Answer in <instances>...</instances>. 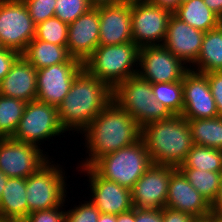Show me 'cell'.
I'll use <instances>...</instances> for the list:
<instances>
[{
    "label": "cell",
    "instance_id": "cell-14",
    "mask_svg": "<svg viewBox=\"0 0 222 222\" xmlns=\"http://www.w3.org/2000/svg\"><path fill=\"white\" fill-rule=\"evenodd\" d=\"M175 169L174 166L152 164L131 189L133 208L163 209L170 175Z\"/></svg>",
    "mask_w": 222,
    "mask_h": 222
},
{
    "label": "cell",
    "instance_id": "cell-35",
    "mask_svg": "<svg viewBox=\"0 0 222 222\" xmlns=\"http://www.w3.org/2000/svg\"><path fill=\"white\" fill-rule=\"evenodd\" d=\"M31 212L22 222H65V212L60 207Z\"/></svg>",
    "mask_w": 222,
    "mask_h": 222
},
{
    "label": "cell",
    "instance_id": "cell-8",
    "mask_svg": "<svg viewBox=\"0 0 222 222\" xmlns=\"http://www.w3.org/2000/svg\"><path fill=\"white\" fill-rule=\"evenodd\" d=\"M34 24L22 0H0V42L20 55L35 38Z\"/></svg>",
    "mask_w": 222,
    "mask_h": 222
},
{
    "label": "cell",
    "instance_id": "cell-27",
    "mask_svg": "<svg viewBox=\"0 0 222 222\" xmlns=\"http://www.w3.org/2000/svg\"><path fill=\"white\" fill-rule=\"evenodd\" d=\"M189 183L212 204L222 182V172L202 171L195 168H177Z\"/></svg>",
    "mask_w": 222,
    "mask_h": 222
},
{
    "label": "cell",
    "instance_id": "cell-39",
    "mask_svg": "<svg viewBox=\"0 0 222 222\" xmlns=\"http://www.w3.org/2000/svg\"><path fill=\"white\" fill-rule=\"evenodd\" d=\"M197 219L181 211L163 208V222H195Z\"/></svg>",
    "mask_w": 222,
    "mask_h": 222
},
{
    "label": "cell",
    "instance_id": "cell-47",
    "mask_svg": "<svg viewBox=\"0 0 222 222\" xmlns=\"http://www.w3.org/2000/svg\"><path fill=\"white\" fill-rule=\"evenodd\" d=\"M208 218L212 221V222H222V216L216 213H212L208 216Z\"/></svg>",
    "mask_w": 222,
    "mask_h": 222
},
{
    "label": "cell",
    "instance_id": "cell-13",
    "mask_svg": "<svg viewBox=\"0 0 222 222\" xmlns=\"http://www.w3.org/2000/svg\"><path fill=\"white\" fill-rule=\"evenodd\" d=\"M48 161L35 145L0 138V171L7 177L27 178Z\"/></svg>",
    "mask_w": 222,
    "mask_h": 222
},
{
    "label": "cell",
    "instance_id": "cell-19",
    "mask_svg": "<svg viewBox=\"0 0 222 222\" xmlns=\"http://www.w3.org/2000/svg\"><path fill=\"white\" fill-rule=\"evenodd\" d=\"M99 45H119L132 40L131 4L118 3L98 7Z\"/></svg>",
    "mask_w": 222,
    "mask_h": 222
},
{
    "label": "cell",
    "instance_id": "cell-16",
    "mask_svg": "<svg viewBox=\"0 0 222 222\" xmlns=\"http://www.w3.org/2000/svg\"><path fill=\"white\" fill-rule=\"evenodd\" d=\"M99 11L92 7L68 24L67 50L72 58L84 63L99 46Z\"/></svg>",
    "mask_w": 222,
    "mask_h": 222
},
{
    "label": "cell",
    "instance_id": "cell-2",
    "mask_svg": "<svg viewBox=\"0 0 222 222\" xmlns=\"http://www.w3.org/2000/svg\"><path fill=\"white\" fill-rule=\"evenodd\" d=\"M113 89L83 68L74 78L68 94L57 107L65 131L84 130L113 100Z\"/></svg>",
    "mask_w": 222,
    "mask_h": 222
},
{
    "label": "cell",
    "instance_id": "cell-26",
    "mask_svg": "<svg viewBox=\"0 0 222 222\" xmlns=\"http://www.w3.org/2000/svg\"><path fill=\"white\" fill-rule=\"evenodd\" d=\"M194 145L222 150V116L188 120Z\"/></svg>",
    "mask_w": 222,
    "mask_h": 222
},
{
    "label": "cell",
    "instance_id": "cell-38",
    "mask_svg": "<svg viewBox=\"0 0 222 222\" xmlns=\"http://www.w3.org/2000/svg\"><path fill=\"white\" fill-rule=\"evenodd\" d=\"M135 222H163V209L135 208Z\"/></svg>",
    "mask_w": 222,
    "mask_h": 222
},
{
    "label": "cell",
    "instance_id": "cell-12",
    "mask_svg": "<svg viewBox=\"0 0 222 222\" xmlns=\"http://www.w3.org/2000/svg\"><path fill=\"white\" fill-rule=\"evenodd\" d=\"M83 68L82 62L71 57L65 63L38 69L36 100L57 108L68 94L75 76Z\"/></svg>",
    "mask_w": 222,
    "mask_h": 222
},
{
    "label": "cell",
    "instance_id": "cell-34",
    "mask_svg": "<svg viewBox=\"0 0 222 222\" xmlns=\"http://www.w3.org/2000/svg\"><path fill=\"white\" fill-rule=\"evenodd\" d=\"M65 211V222H98L101 212L91 201Z\"/></svg>",
    "mask_w": 222,
    "mask_h": 222
},
{
    "label": "cell",
    "instance_id": "cell-50",
    "mask_svg": "<svg viewBox=\"0 0 222 222\" xmlns=\"http://www.w3.org/2000/svg\"><path fill=\"white\" fill-rule=\"evenodd\" d=\"M3 49V46H2V44H1V42H0V50H2Z\"/></svg>",
    "mask_w": 222,
    "mask_h": 222
},
{
    "label": "cell",
    "instance_id": "cell-24",
    "mask_svg": "<svg viewBox=\"0 0 222 222\" xmlns=\"http://www.w3.org/2000/svg\"><path fill=\"white\" fill-rule=\"evenodd\" d=\"M36 70L58 63L67 62L71 56L66 46L37 40L34 38L21 54Z\"/></svg>",
    "mask_w": 222,
    "mask_h": 222
},
{
    "label": "cell",
    "instance_id": "cell-17",
    "mask_svg": "<svg viewBox=\"0 0 222 222\" xmlns=\"http://www.w3.org/2000/svg\"><path fill=\"white\" fill-rule=\"evenodd\" d=\"M181 211L196 219L211 214V204L204 198L176 168L170 175L166 206Z\"/></svg>",
    "mask_w": 222,
    "mask_h": 222
},
{
    "label": "cell",
    "instance_id": "cell-45",
    "mask_svg": "<svg viewBox=\"0 0 222 222\" xmlns=\"http://www.w3.org/2000/svg\"><path fill=\"white\" fill-rule=\"evenodd\" d=\"M98 222H116V215L101 213Z\"/></svg>",
    "mask_w": 222,
    "mask_h": 222
},
{
    "label": "cell",
    "instance_id": "cell-46",
    "mask_svg": "<svg viewBox=\"0 0 222 222\" xmlns=\"http://www.w3.org/2000/svg\"><path fill=\"white\" fill-rule=\"evenodd\" d=\"M8 180V177L2 172L0 171V198L3 192V189L5 187V184Z\"/></svg>",
    "mask_w": 222,
    "mask_h": 222
},
{
    "label": "cell",
    "instance_id": "cell-40",
    "mask_svg": "<svg viewBox=\"0 0 222 222\" xmlns=\"http://www.w3.org/2000/svg\"><path fill=\"white\" fill-rule=\"evenodd\" d=\"M153 4L174 12L182 3V0H150Z\"/></svg>",
    "mask_w": 222,
    "mask_h": 222
},
{
    "label": "cell",
    "instance_id": "cell-41",
    "mask_svg": "<svg viewBox=\"0 0 222 222\" xmlns=\"http://www.w3.org/2000/svg\"><path fill=\"white\" fill-rule=\"evenodd\" d=\"M211 211L212 213H216L222 216V182L219 187L217 197L211 204Z\"/></svg>",
    "mask_w": 222,
    "mask_h": 222
},
{
    "label": "cell",
    "instance_id": "cell-6",
    "mask_svg": "<svg viewBox=\"0 0 222 222\" xmlns=\"http://www.w3.org/2000/svg\"><path fill=\"white\" fill-rule=\"evenodd\" d=\"M139 49L134 42L99 45L83 66L91 75L113 89L120 82L137 75L138 69H134L133 65L138 64Z\"/></svg>",
    "mask_w": 222,
    "mask_h": 222
},
{
    "label": "cell",
    "instance_id": "cell-1",
    "mask_svg": "<svg viewBox=\"0 0 222 222\" xmlns=\"http://www.w3.org/2000/svg\"><path fill=\"white\" fill-rule=\"evenodd\" d=\"M83 133L86 136L90 157L81 167H90L102 156L139 141L142 128L112 100L83 130Z\"/></svg>",
    "mask_w": 222,
    "mask_h": 222
},
{
    "label": "cell",
    "instance_id": "cell-11",
    "mask_svg": "<svg viewBox=\"0 0 222 222\" xmlns=\"http://www.w3.org/2000/svg\"><path fill=\"white\" fill-rule=\"evenodd\" d=\"M138 62L142 71L137 74L152 84L182 81L190 70L163 45L141 47Z\"/></svg>",
    "mask_w": 222,
    "mask_h": 222
},
{
    "label": "cell",
    "instance_id": "cell-7",
    "mask_svg": "<svg viewBox=\"0 0 222 222\" xmlns=\"http://www.w3.org/2000/svg\"><path fill=\"white\" fill-rule=\"evenodd\" d=\"M50 164L48 160L26 178L28 214L59 207L65 202V177L61 169Z\"/></svg>",
    "mask_w": 222,
    "mask_h": 222
},
{
    "label": "cell",
    "instance_id": "cell-49",
    "mask_svg": "<svg viewBox=\"0 0 222 222\" xmlns=\"http://www.w3.org/2000/svg\"><path fill=\"white\" fill-rule=\"evenodd\" d=\"M195 222H212L208 217L203 219H197Z\"/></svg>",
    "mask_w": 222,
    "mask_h": 222
},
{
    "label": "cell",
    "instance_id": "cell-23",
    "mask_svg": "<svg viewBox=\"0 0 222 222\" xmlns=\"http://www.w3.org/2000/svg\"><path fill=\"white\" fill-rule=\"evenodd\" d=\"M181 21L204 33L219 27L222 19L203 0H185L173 12Z\"/></svg>",
    "mask_w": 222,
    "mask_h": 222
},
{
    "label": "cell",
    "instance_id": "cell-22",
    "mask_svg": "<svg viewBox=\"0 0 222 222\" xmlns=\"http://www.w3.org/2000/svg\"><path fill=\"white\" fill-rule=\"evenodd\" d=\"M27 215L26 178L8 177L0 198V221L22 222Z\"/></svg>",
    "mask_w": 222,
    "mask_h": 222
},
{
    "label": "cell",
    "instance_id": "cell-3",
    "mask_svg": "<svg viewBox=\"0 0 222 222\" xmlns=\"http://www.w3.org/2000/svg\"><path fill=\"white\" fill-rule=\"evenodd\" d=\"M141 138L153 164L176 168L185 161L194 145L188 120L182 115L145 125Z\"/></svg>",
    "mask_w": 222,
    "mask_h": 222
},
{
    "label": "cell",
    "instance_id": "cell-21",
    "mask_svg": "<svg viewBox=\"0 0 222 222\" xmlns=\"http://www.w3.org/2000/svg\"><path fill=\"white\" fill-rule=\"evenodd\" d=\"M36 80V68L20 55L0 82V95L16 98L26 103L36 100Z\"/></svg>",
    "mask_w": 222,
    "mask_h": 222
},
{
    "label": "cell",
    "instance_id": "cell-48",
    "mask_svg": "<svg viewBox=\"0 0 222 222\" xmlns=\"http://www.w3.org/2000/svg\"><path fill=\"white\" fill-rule=\"evenodd\" d=\"M143 1H148V0H121V3L133 4V3L143 2Z\"/></svg>",
    "mask_w": 222,
    "mask_h": 222
},
{
    "label": "cell",
    "instance_id": "cell-44",
    "mask_svg": "<svg viewBox=\"0 0 222 222\" xmlns=\"http://www.w3.org/2000/svg\"><path fill=\"white\" fill-rule=\"evenodd\" d=\"M92 7H99L104 5L118 4L121 0H89Z\"/></svg>",
    "mask_w": 222,
    "mask_h": 222
},
{
    "label": "cell",
    "instance_id": "cell-5",
    "mask_svg": "<svg viewBox=\"0 0 222 222\" xmlns=\"http://www.w3.org/2000/svg\"><path fill=\"white\" fill-rule=\"evenodd\" d=\"M152 164L145 142L141 138L130 146L102 156L90 167L100 177L131 190Z\"/></svg>",
    "mask_w": 222,
    "mask_h": 222
},
{
    "label": "cell",
    "instance_id": "cell-18",
    "mask_svg": "<svg viewBox=\"0 0 222 222\" xmlns=\"http://www.w3.org/2000/svg\"><path fill=\"white\" fill-rule=\"evenodd\" d=\"M89 176L92 203L104 214L119 215L133 208L131 190L100 177L91 167H83Z\"/></svg>",
    "mask_w": 222,
    "mask_h": 222
},
{
    "label": "cell",
    "instance_id": "cell-28",
    "mask_svg": "<svg viewBox=\"0 0 222 222\" xmlns=\"http://www.w3.org/2000/svg\"><path fill=\"white\" fill-rule=\"evenodd\" d=\"M177 168H195L202 171L222 172V150L193 145L185 161Z\"/></svg>",
    "mask_w": 222,
    "mask_h": 222
},
{
    "label": "cell",
    "instance_id": "cell-4",
    "mask_svg": "<svg viewBox=\"0 0 222 222\" xmlns=\"http://www.w3.org/2000/svg\"><path fill=\"white\" fill-rule=\"evenodd\" d=\"M112 99L132 116L141 128L173 116L166 106L156 101L152 83L142 79L138 74L117 84L113 88Z\"/></svg>",
    "mask_w": 222,
    "mask_h": 222
},
{
    "label": "cell",
    "instance_id": "cell-43",
    "mask_svg": "<svg viewBox=\"0 0 222 222\" xmlns=\"http://www.w3.org/2000/svg\"><path fill=\"white\" fill-rule=\"evenodd\" d=\"M116 222H135V208L116 215Z\"/></svg>",
    "mask_w": 222,
    "mask_h": 222
},
{
    "label": "cell",
    "instance_id": "cell-20",
    "mask_svg": "<svg viewBox=\"0 0 222 222\" xmlns=\"http://www.w3.org/2000/svg\"><path fill=\"white\" fill-rule=\"evenodd\" d=\"M205 33L181 21L174 14L169 20L163 46L183 63H195Z\"/></svg>",
    "mask_w": 222,
    "mask_h": 222
},
{
    "label": "cell",
    "instance_id": "cell-36",
    "mask_svg": "<svg viewBox=\"0 0 222 222\" xmlns=\"http://www.w3.org/2000/svg\"><path fill=\"white\" fill-rule=\"evenodd\" d=\"M209 82L219 116H222V71L204 74Z\"/></svg>",
    "mask_w": 222,
    "mask_h": 222
},
{
    "label": "cell",
    "instance_id": "cell-30",
    "mask_svg": "<svg viewBox=\"0 0 222 222\" xmlns=\"http://www.w3.org/2000/svg\"><path fill=\"white\" fill-rule=\"evenodd\" d=\"M152 90L156 101L162 103L173 115H182L184 107L182 81L155 83Z\"/></svg>",
    "mask_w": 222,
    "mask_h": 222
},
{
    "label": "cell",
    "instance_id": "cell-9",
    "mask_svg": "<svg viewBox=\"0 0 222 222\" xmlns=\"http://www.w3.org/2000/svg\"><path fill=\"white\" fill-rule=\"evenodd\" d=\"M61 132L64 133L65 130L59 122L57 108L33 100L26 104L23 116L11 138L38 146L40 140L58 136Z\"/></svg>",
    "mask_w": 222,
    "mask_h": 222
},
{
    "label": "cell",
    "instance_id": "cell-10",
    "mask_svg": "<svg viewBox=\"0 0 222 222\" xmlns=\"http://www.w3.org/2000/svg\"><path fill=\"white\" fill-rule=\"evenodd\" d=\"M172 15V11L157 6L150 0L131 4L133 42L139 48L163 45Z\"/></svg>",
    "mask_w": 222,
    "mask_h": 222
},
{
    "label": "cell",
    "instance_id": "cell-32",
    "mask_svg": "<svg viewBox=\"0 0 222 222\" xmlns=\"http://www.w3.org/2000/svg\"><path fill=\"white\" fill-rule=\"evenodd\" d=\"M90 8L89 0H56L54 16L70 24Z\"/></svg>",
    "mask_w": 222,
    "mask_h": 222
},
{
    "label": "cell",
    "instance_id": "cell-31",
    "mask_svg": "<svg viewBox=\"0 0 222 222\" xmlns=\"http://www.w3.org/2000/svg\"><path fill=\"white\" fill-rule=\"evenodd\" d=\"M35 38L60 46H66L68 40V24L57 17L48 18L36 25Z\"/></svg>",
    "mask_w": 222,
    "mask_h": 222
},
{
    "label": "cell",
    "instance_id": "cell-37",
    "mask_svg": "<svg viewBox=\"0 0 222 222\" xmlns=\"http://www.w3.org/2000/svg\"><path fill=\"white\" fill-rule=\"evenodd\" d=\"M20 54L14 50L3 48L0 50V82L10 71L11 66Z\"/></svg>",
    "mask_w": 222,
    "mask_h": 222
},
{
    "label": "cell",
    "instance_id": "cell-29",
    "mask_svg": "<svg viewBox=\"0 0 222 222\" xmlns=\"http://www.w3.org/2000/svg\"><path fill=\"white\" fill-rule=\"evenodd\" d=\"M26 104L22 100L0 95V138L14 135Z\"/></svg>",
    "mask_w": 222,
    "mask_h": 222
},
{
    "label": "cell",
    "instance_id": "cell-15",
    "mask_svg": "<svg viewBox=\"0 0 222 222\" xmlns=\"http://www.w3.org/2000/svg\"><path fill=\"white\" fill-rule=\"evenodd\" d=\"M184 107L182 116L187 120L216 118L219 113L207 77L190 70L182 80Z\"/></svg>",
    "mask_w": 222,
    "mask_h": 222
},
{
    "label": "cell",
    "instance_id": "cell-25",
    "mask_svg": "<svg viewBox=\"0 0 222 222\" xmlns=\"http://www.w3.org/2000/svg\"><path fill=\"white\" fill-rule=\"evenodd\" d=\"M194 64L198 66L195 71L198 73L222 71V24L205 32L198 59Z\"/></svg>",
    "mask_w": 222,
    "mask_h": 222
},
{
    "label": "cell",
    "instance_id": "cell-33",
    "mask_svg": "<svg viewBox=\"0 0 222 222\" xmlns=\"http://www.w3.org/2000/svg\"><path fill=\"white\" fill-rule=\"evenodd\" d=\"M35 25L54 17L56 0H23Z\"/></svg>",
    "mask_w": 222,
    "mask_h": 222
},
{
    "label": "cell",
    "instance_id": "cell-42",
    "mask_svg": "<svg viewBox=\"0 0 222 222\" xmlns=\"http://www.w3.org/2000/svg\"><path fill=\"white\" fill-rule=\"evenodd\" d=\"M210 10L222 19V0H203Z\"/></svg>",
    "mask_w": 222,
    "mask_h": 222
}]
</instances>
